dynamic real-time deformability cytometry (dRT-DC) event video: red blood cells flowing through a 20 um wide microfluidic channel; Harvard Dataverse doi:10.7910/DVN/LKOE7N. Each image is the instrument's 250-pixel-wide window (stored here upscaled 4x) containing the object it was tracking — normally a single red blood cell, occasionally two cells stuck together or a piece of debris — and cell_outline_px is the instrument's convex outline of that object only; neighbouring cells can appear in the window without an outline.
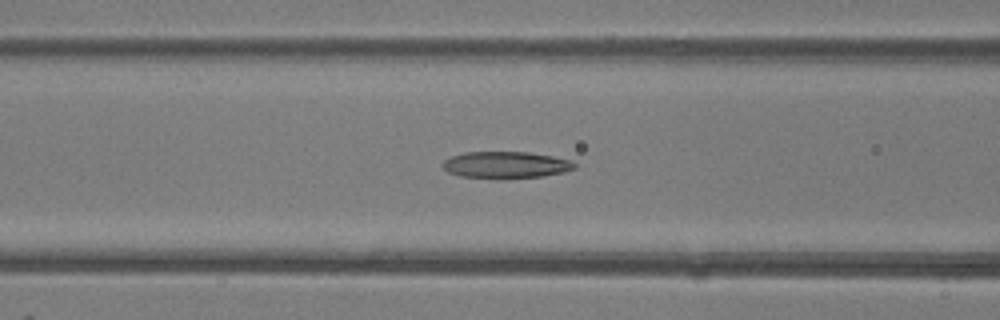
{"species": "common noctule bat (a hibernating species)", "species_latin": "Nyctalus noctula", "temperature_condition": "room temperature", "stored_images_in_passage": 39, "camera_frame_rate_fps": 3000, "um_per_image_px": 0.085, "animal": {"sex": "female"}, "frame": {"image": 1, "passage_image": 19, "time_ms": 6.0, "image_size_px": [1000, 320], "cell_outline_px": [[576, 168], [564, 172], [540, 176], [460, 176], [448, 172], [440, 164], [444, 160], [452, 156], [464, 152], [528, 152], [552, 156], [572, 160], [576, 164]], "centroid_in_image_um": [43.01, 13.97], "position_along_channel_um": 123.6, "area_um2": 19.77}}
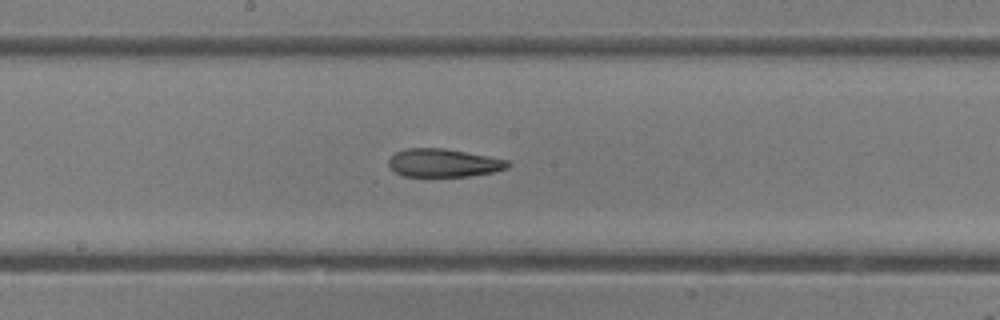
{"frame": {"image": 2, "passage_image": 25, "time_ms": 8.0, "image_size_px": [1000, 320], "cell_outline_px": [[512, 164], [508, 168], [492, 172], [468, 176], [404, 176], [396, 172], [388, 164], [388, 160], [396, 152], [408, 148], [444, 148], [488, 156], [508, 160]], "centroid_in_image_um": [37.73, 13.84], "position_along_channel_um": 210.5, "area_um2": 19.42}}
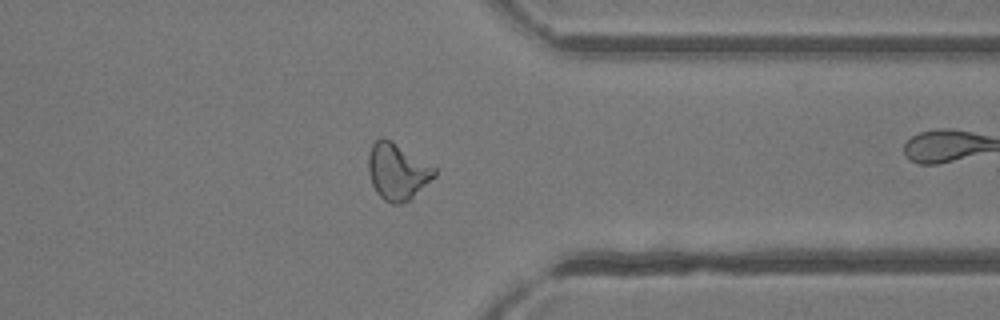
{"frame": {"image": 3, "passage_image": 37, "time_ms": 12.0, "image_size_px": [1000, 320], "cell_outline_px": [[436, 176], [408, 200], [400, 204], [392, 204], [384, 200], [376, 192], [372, 184], [368, 172], [368, 156], [372, 144], [380, 136], [384, 136], [392, 140], [436, 168]], "centroid_in_image_um": [33.75, 14.55], "position_along_channel_um": 377.6, "area_um2": 21.79}}